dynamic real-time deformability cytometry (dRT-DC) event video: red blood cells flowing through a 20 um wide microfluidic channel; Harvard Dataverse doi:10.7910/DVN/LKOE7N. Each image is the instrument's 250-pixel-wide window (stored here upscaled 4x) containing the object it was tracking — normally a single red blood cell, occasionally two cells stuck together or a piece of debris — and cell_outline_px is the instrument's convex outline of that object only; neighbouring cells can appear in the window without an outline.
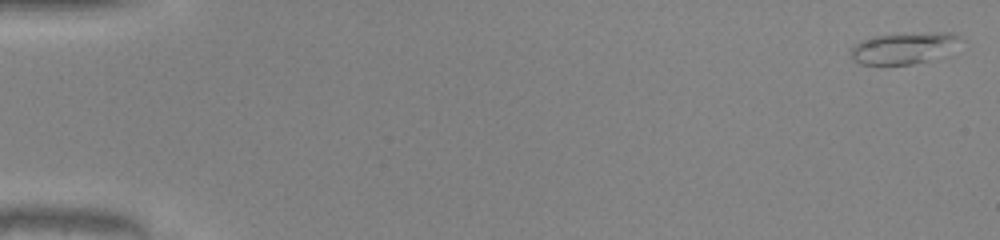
{"species": "common noctule bat (a hibernating species)", "species_latin": "Nyctalus noctula", "temperature_condition": "warm", "stored_images_in_passage": 50, "camera_frame_rate_fps": 3000, "um_per_image_px": 0.085, "animal": {"sex": "male", "body_mass_g": 20.0, "forearm_length_mm": 53.3}, "frame": {"image": 1, "passage_image": 1, "time_ms": 0.0, "image_size_px": [1000, 240], "cell_outline_px": [[956, 36], [952, 40], [928, 60], [912, 64], [860, 64], [848, 52], [856, 44], [864, 40], [876, 36], [932, 32], [952, 32]], "centroid_in_image_um": [76.55, 4.09], "position_along_channel_um": 8.5, "area_um2": 18.15}}
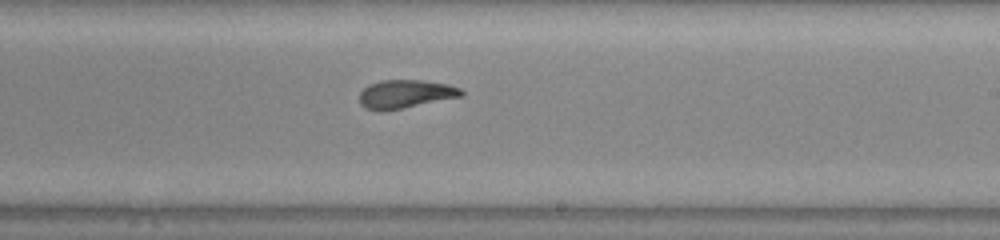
{"frame": {"image": 2, "passage_image": 31, "time_ms": 10.0, "image_size_px": [1000, 240], "cell_outline_px": [[464, 96], [400, 108], [364, 108], [360, 104], [360, 92], [368, 84], [380, 80], [420, 80], [448, 84], [460, 88], [464, 92]], "centroid_in_image_um": [34.5, 7.95], "position_along_channel_um": 254.5, "area_um2": 16.36}}
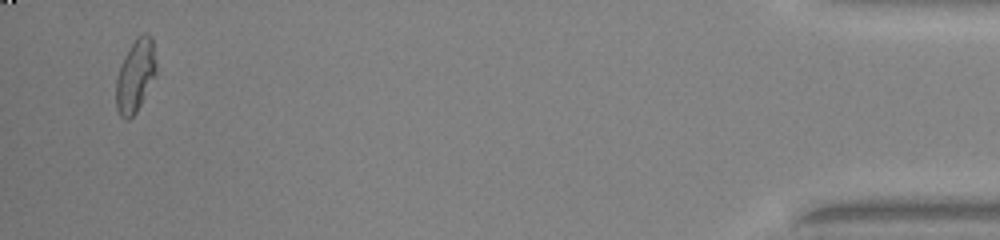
{"frame": {"image": 3, "passage_image": 49, "time_ms": 16.0, "image_size_px": [1000, 240], "cell_outline_px": [[156, 76], [136, 112], [128, 120], [124, 120], [120, 116], [116, 108], [116, 80], [124, 56], [128, 48], [136, 36], [144, 32], [148, 32], [152, 36], [156, 64]], "centroid_in_image_um": [11.52, 6.41], "position_along_channel_um": 423.7, "area_um2": 17.22}, "authors_computed_cell_mechanics": {"area_um2": 17.2244, "velocity_mm_per_s": 4.118, "shape_relaxation_time_tau1_ms": null, "shape_relaxation_time_tau2_ms": 2.2396, "deformation_change_tau1": null, "deformation_change_tau2": 0.0844}}